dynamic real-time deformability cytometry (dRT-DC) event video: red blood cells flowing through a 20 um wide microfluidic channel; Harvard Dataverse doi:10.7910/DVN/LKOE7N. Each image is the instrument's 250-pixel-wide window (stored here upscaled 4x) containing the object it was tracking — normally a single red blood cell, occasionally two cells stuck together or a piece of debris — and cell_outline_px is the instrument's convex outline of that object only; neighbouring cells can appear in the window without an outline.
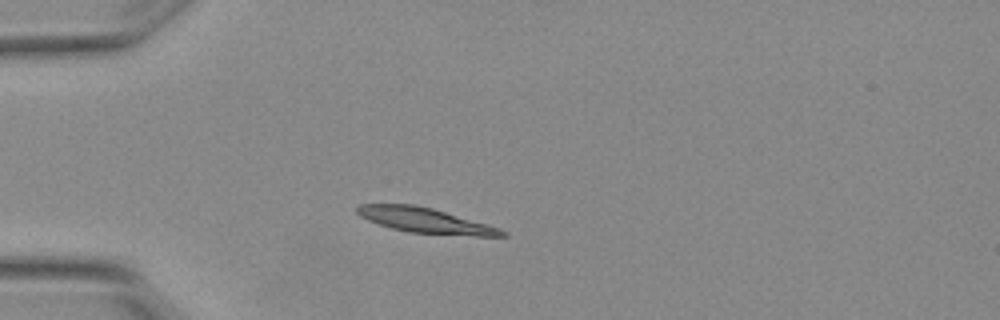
{"species": "Egyptian fruit bat (a non-hibernating species)", "species_latin": "Rousettus aegyptiacus", "temperature_condition": "warm", "stored_images_in_passage": 2, "camera_frame_rate_fps": 3000, "um_per_image_px": 0.085, "animal": {"sex": "female"}, "frame": {"image": 1, "passage_image": 2, "time_ms": 0.333, "image_size_px": [1000, 320], "cell_outline_px": [[508, 236], [476, 236], [408, 232], [392, 228], [368, 220], [360, 216], [356, 212], [356, 208], [360, 204], [416, 204], [432, 208], [488, 224], [500, 228], [508, 232]], "centroid_in_image_um": [36.18, 18.73], "position_along_channel_um": 48.8, "area_um2": 21.15}}